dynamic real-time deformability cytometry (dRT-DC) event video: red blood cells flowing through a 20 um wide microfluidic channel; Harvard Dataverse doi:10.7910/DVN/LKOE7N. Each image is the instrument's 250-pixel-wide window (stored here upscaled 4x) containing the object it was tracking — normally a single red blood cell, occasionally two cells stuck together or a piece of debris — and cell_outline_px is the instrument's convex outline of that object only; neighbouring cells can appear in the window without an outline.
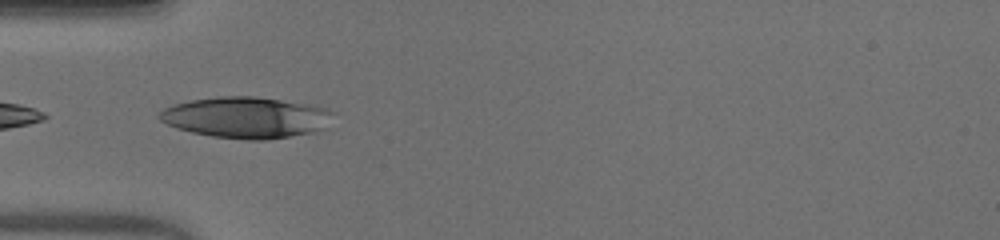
{"species": "human", "species_latin": "Homo sapiens", "temperature_condition": "warm", "stored_images_in_passage": 7, "camera_frame_rate_fps": 3000, "um_per_image_px": 0.085, "donor": {"sex": "male"}, "frame": {"image": 1, "passage_image": 1, "time_ms": 0.0, "image_size_px": [1000, 240], "cell_outline_px": [[336, 112], [316, 132], [268, 140], [248, 140], [212, 136], [192, 132], [176, 128], [160, 120], [156, 116], [164, 108], [188, 100], [216, 96], [256, 96], [312, 104], [328, 108]], "centroid_in_image_um": [20.92, 9.97], "position_along_channel_um": 64.1, "area_um2": 41.91}}
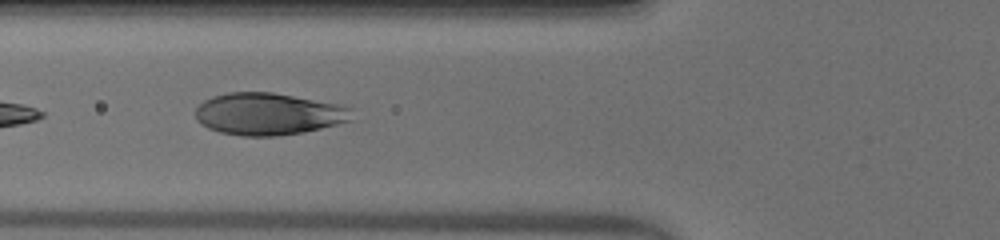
{"frame": {"image": 2, "passage_image": 4, "time_ms": 1.0, "image_size_px": [1000, 240], "cell_outline_px": [[352, 108], [348, 120], [336, 124], [320, 128], [300, 132], [276, 136], [240, 136], [220, 132], [208, 128], [196, 120], [196, 108], [204, 100], [212, 96], [228, 92], [272, 92], [336, 104]], "centroid_in_image_um": [22.73, 9.68], "position_along_channel_um": 103.1, "area_um2": 37.86}}